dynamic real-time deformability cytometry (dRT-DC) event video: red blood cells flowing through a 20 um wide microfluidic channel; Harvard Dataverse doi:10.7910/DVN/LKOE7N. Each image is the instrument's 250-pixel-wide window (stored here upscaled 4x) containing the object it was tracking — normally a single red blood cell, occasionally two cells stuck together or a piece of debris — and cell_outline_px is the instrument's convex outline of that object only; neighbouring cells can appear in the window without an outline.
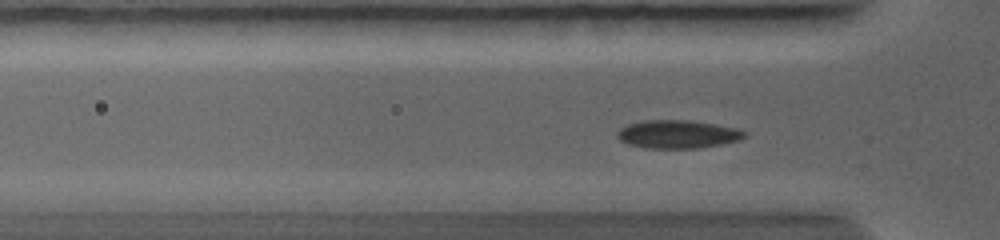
{"species": "common noctule bat (a hibernating species)", "species_latin": "Nyctalus noctula", "temperature_condition": "warm", "stored_images_in_passage": 43, "camera_frame_rate_fps": 5000, "um_per_image_px": 0.085, "animal": {"sex": "female", "body_mass_g": 19.0, "forearm_length_mm": 56.7}, "frame": {"image": 1, "passage_image": 19, "time_ms": 2.6, "image_size_px": [1000, 240], "cell_outline_px": [[748, 136], [740, 140], [720, 144], [696, 148], [644, 148], [628, 144], [620, 140], [616, 136], [616, 132], [620, 128], [628, 124], [644, 120], [688, 120], [716, 124], [732, 128], [744, 132]], "centroid_in_image_um": [57.55, 11.41], "position_along_channel_um": 68.3, "area_um2": 20.81}}
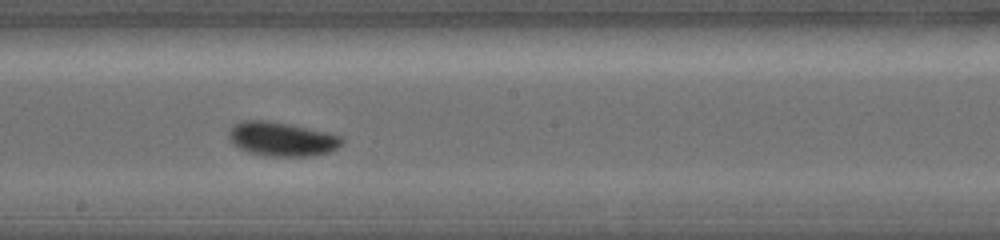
{"frame": {"image": 2, "passage_image": 30, "time_ms": 5.8, "image_size_px": [1000, 240], "cell_outline_px": [[344, 140], [336, 148], [328, 152], [312, 156], [268, 156], [248, 152], [232, 144], [228, 136], [228, 132], [232, 124], [244, 120], [264, 120], [288, 124], [328, 132], [340, 136]], "centroid_in_image_um": [23.91, 11.81], "position_along_channel_um": 224.3, "area_um2": 22.43}}
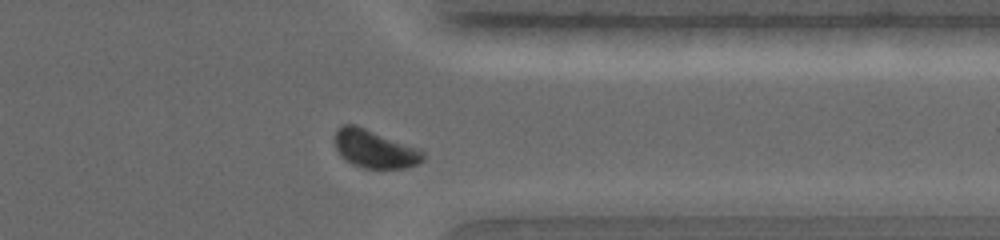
{"frame": {"image": 3, "passage_image": 40, "time_ms": 9.0, "image_size_px": [1000, 240], "cell_outline_px": [[424, 160], [416, 164], [404, 168], [364, 168], [352, 164], [344, 160], [340, 156], [336, 148], [336, 132], [344, 124], [356, 124], [420, 148], [424, 152]], "centroid_in_image_um": [31.87, 12.66], "position_along_channel_um": 379.5, "area_um2": 19.65}}